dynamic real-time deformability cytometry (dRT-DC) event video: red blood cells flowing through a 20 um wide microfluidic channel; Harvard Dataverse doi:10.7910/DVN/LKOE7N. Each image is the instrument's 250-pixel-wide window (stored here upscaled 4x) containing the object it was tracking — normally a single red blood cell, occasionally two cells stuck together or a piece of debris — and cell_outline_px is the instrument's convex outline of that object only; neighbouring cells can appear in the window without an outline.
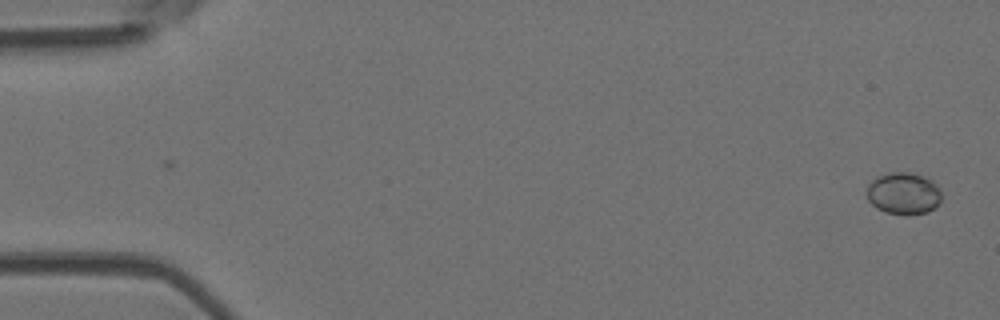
{"species": "Egyptian fruit bat (a non-hibernating species)", "species_latin": "Rousettus aegyptiacus", "temperature_condition": "room temperature", "stored_images_in_passage": 2, "camera_frame_rate_fps": 3000, "um_per_image_px": 0.085, "animal": {"sex": "female"}, "frame": {"image": 1, "passage_image": 2, "time_ms": 1.333, "image_size_px": [1000, 320], "cell_outline_px": [[940, 200], [928, 212], [908, 216], [884, 212], [876, 208], [868, 200], [864, 192], [868, 184], [876, 176], [888, 172], [908, 172], [924, 176], [936, 184], [940, 192]], "centroid_in_image_um": [76.73, 16.44], "position_along_channel_um": 8.3, "area_um2": 18.55}}